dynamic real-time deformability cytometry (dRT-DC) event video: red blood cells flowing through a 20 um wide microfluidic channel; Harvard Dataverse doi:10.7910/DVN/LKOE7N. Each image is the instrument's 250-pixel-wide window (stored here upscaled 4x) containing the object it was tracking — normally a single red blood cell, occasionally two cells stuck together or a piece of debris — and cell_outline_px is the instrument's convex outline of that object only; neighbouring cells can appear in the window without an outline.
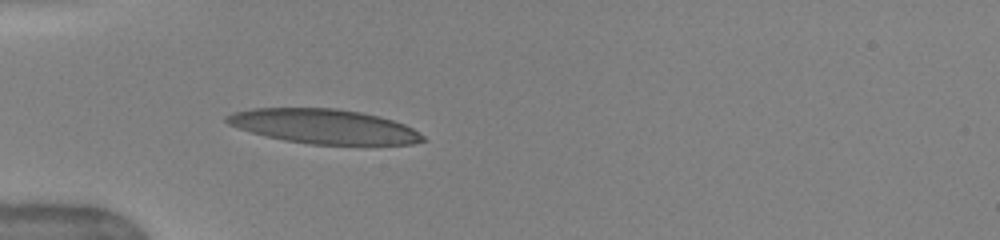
{"species": "human", "species_latin": "Homo sapiens", "temperature_condition": "warm", "stored_images_in_passage": 34, "camera_frame_rate_fps": 3000, "um_per_image_px": 0.085, "donor": {"sex": "female"}, "frame": {"image": 1, "passage_image": 6, "time_ms": 1.667, "image_size_px": [1000, 240], "cell_outline_px": [[428, 140], [412, 144], [312, 144], [284, 140], [252, 132], [228, 124], [224, 120], [224, 116], [232, 112], [252, 108], [336, 108], [360, 112], [380, 116], [404, 124], [412, 128], [424, 136]], "centroid_in_image_um": [27.53, 10.73], "position_along_channel_um": 57.5, "area_um2": 39.25}, "authors_computed_cell_mechanics": {"area_um2": 38.5815, "velocity_mm_per_s": 4.0413, "shape_relaxation_time_tau1_ms": 3.9372, "shape_relaxation_time_tau2_ms": 0.7388, "deformation_change_tau1": 0.2123, "deformation_change_tau2": 0.1075}}